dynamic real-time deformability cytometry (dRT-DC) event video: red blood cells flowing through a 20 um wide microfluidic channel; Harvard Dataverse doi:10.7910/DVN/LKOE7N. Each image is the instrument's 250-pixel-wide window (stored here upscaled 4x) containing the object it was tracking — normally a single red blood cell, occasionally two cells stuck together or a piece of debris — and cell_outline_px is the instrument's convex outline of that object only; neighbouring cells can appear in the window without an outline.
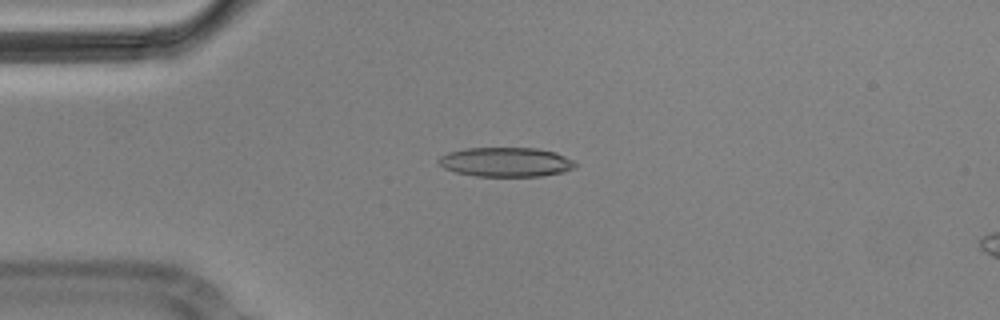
{"species": "Egyptian fruit bat (a non-hibernating species)", "species_latin": "Rousettus aegyptiacus", "temperature_condition": "cold", "stored_images_in_passage": 5, "camera_frame_rate_fps": 3000, "um_per_image_px": 0.085, "animal": {"sex": "male"}, "frame": {"image": 1, "passage_image": 4, "time_ms": 1.0, "image_size_px": [1000, 320], "cell_outline_px": [[576, 168], [564, 172], [540, 176], [476, 176], [456, 172], [444, 168], [436, 160], [440, 156], [448, 152], [464, 148], [536, 148], [556, 152], [576, 160]], "centroid_in_image_um": [43.03, 13.77], "position_along_channel_um": 42.0, "area_um2": 23.64}}